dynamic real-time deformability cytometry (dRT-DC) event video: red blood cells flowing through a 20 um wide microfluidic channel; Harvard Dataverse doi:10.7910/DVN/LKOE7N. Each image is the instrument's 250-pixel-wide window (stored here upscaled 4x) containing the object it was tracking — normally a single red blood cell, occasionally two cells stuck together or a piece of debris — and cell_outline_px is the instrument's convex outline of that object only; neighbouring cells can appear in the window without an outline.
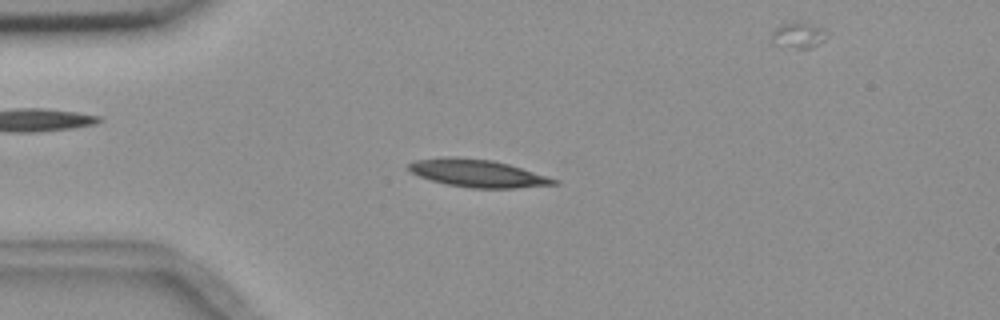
{"species": "common noctule bat (a hibernating species)", "species_latin": "Nyctalus noctula", "temperature_condition": "room temperature", "stored_images_in_passage": 5, "camera_frame_rate_fps": 3000, "um_per_image_px": 0.085, "animal": {"sex": "female", "body_mass_g": 18.4}, "frame": {"image": 1, "passage_image": 4, "time_ms": 3.333, "image_size_px": [1000, 320], "cell_outline_px": [[560, 184], [516, 188], [472, 188], [448, 184], [432, 180], [420, 176], [404, 168], [408, 164], [416, 160], [444, 156], [456, 156], [492, 160], [508, 164], [548, 176], [556, 180]], "centroid_in_image_um": [40.57, 14.71], "position_along_channel_um": 44.4, "area_um2": 23.35}}